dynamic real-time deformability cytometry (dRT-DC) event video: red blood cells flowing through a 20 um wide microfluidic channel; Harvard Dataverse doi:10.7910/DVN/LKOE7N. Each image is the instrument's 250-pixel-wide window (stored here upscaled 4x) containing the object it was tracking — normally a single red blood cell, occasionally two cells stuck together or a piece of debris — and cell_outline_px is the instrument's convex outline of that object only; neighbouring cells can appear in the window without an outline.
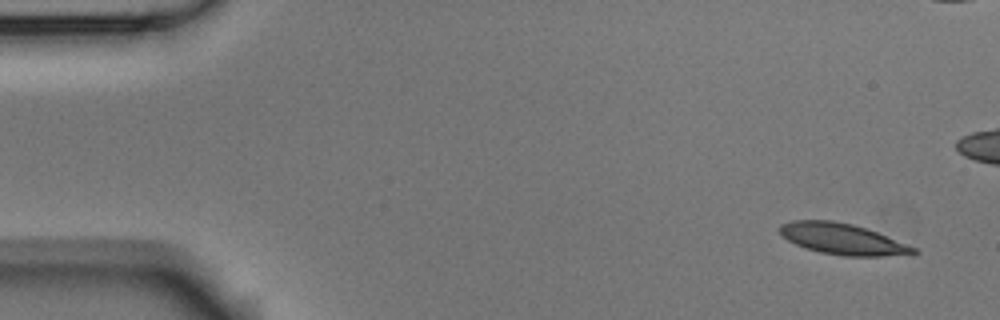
{"species": "Egyptian fruit bat (a non-hibernating species)", "species_latin": "Rousettus aegyptiacus", "temperature_condition": "room temperature", "stored_images_in_passage": 5, "camera_frame_rate_fps": 3000, "um_per_image_px": 0.085, "animal": {"sex": "male"}, "frame": {"image": 1, "passage_image": 1, "time_ms": 0.0, "image_size_px": [1000, 320], "cell_outline_px": [[920, 252], [916, 256], [844, 256], [820, 252], [804, 248], [780, 236], [780, 224], [792, 220], [832, 220], [852, 224], [876, 232], [916, 248]], "centroid_in_image_um": [71.64, 20.33], "position_along_channel_um": 13.4, "area_um2": 24.39}}